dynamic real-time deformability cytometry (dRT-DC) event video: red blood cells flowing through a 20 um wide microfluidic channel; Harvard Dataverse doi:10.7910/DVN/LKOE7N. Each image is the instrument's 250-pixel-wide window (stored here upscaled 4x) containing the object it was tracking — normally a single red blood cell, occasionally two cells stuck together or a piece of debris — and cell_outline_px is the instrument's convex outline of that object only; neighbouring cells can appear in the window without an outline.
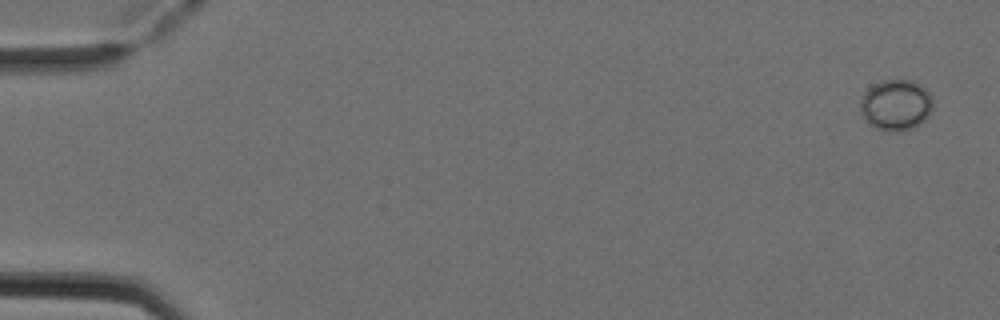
{"species": "Egyptian fruit bat (a non-hibernating species)", "species_latin": "Rousettus aegyptiacus", "temperature_condition": "cold", "stored_images_in_passage": 4, "camera_frame_rate_fps": 3000, "um_per_image_px": 0.085, "animal": {"sex": "female"}, "frame": {"image": 1, "passage_image": 1, "time_ms": 0.0, "image_size_px": [1000, 320], "cell_outline_px": [[932, 108], [928, 116], [924, 120], [912, 128], [896, 132], [888, 132], [876, 128], [868, 124], [864, 120], [860, 112], [860, 100], [864, 92], [872, 84], [880, 80], [912, 80], [924, 88], [932, 96]], "centroid_in_image_um": [76.11, 8.93], "position_along_channel_um": 8.9, "area_um2": 21.79}}
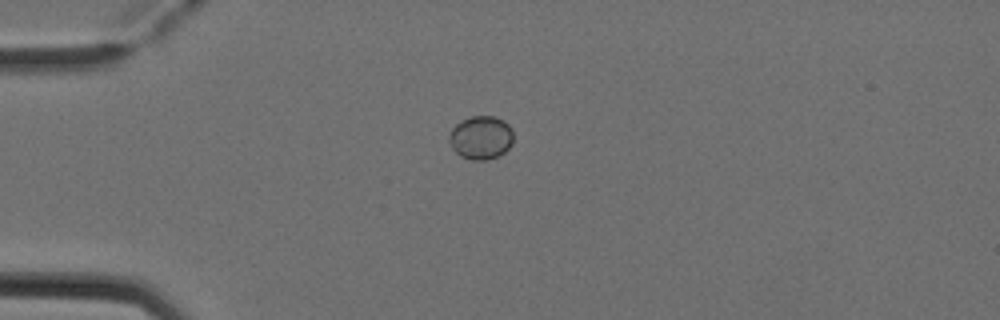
{"frame": {"image": 2, "passage_image": 2, "time_ms": 0.333, "image_size_px": [1000, 320], "cell_outline_px": [[512, 144], [504, 152], [496, 156], [484, 160], [472, 160], [460, 156], [452, 148], [448, 140], [448, 136], [452, 128], [456, 124], [472, 116], [496, 116], [504, 120], [512, 128]], "centroid_in_image_um": [40.87, 11.69], "position_along_channel_um": 44.1, "area_um2": 16.24}}
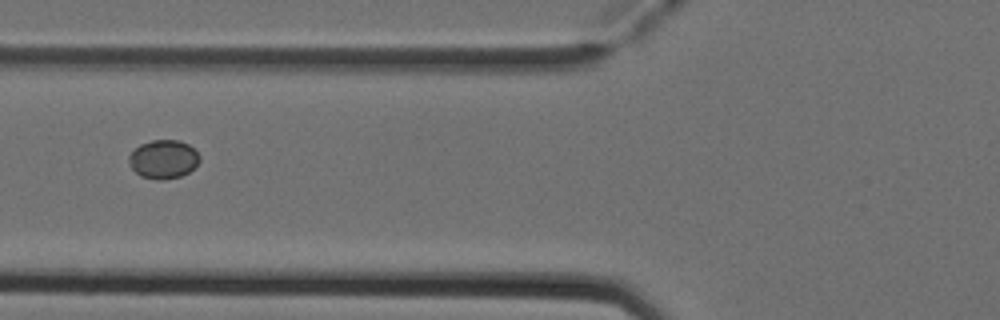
{"frame": {"image": 3, "passage_image": 4, "time_ms": 1.0, "image_size_px": [1000, 320], "cell_outline_px": [[200, 160], [188, 172], [180, 176], [164, 180], [156, 180], [140, 176], [128, 164], [128, 156], [140, 144], [152, 140], [180, 140], [188, 144], [200, 156]], "centroid_in_image_um": [13.86, 13.54], "position_along_channel_um": 111.9, "area_um2": 15.9}}